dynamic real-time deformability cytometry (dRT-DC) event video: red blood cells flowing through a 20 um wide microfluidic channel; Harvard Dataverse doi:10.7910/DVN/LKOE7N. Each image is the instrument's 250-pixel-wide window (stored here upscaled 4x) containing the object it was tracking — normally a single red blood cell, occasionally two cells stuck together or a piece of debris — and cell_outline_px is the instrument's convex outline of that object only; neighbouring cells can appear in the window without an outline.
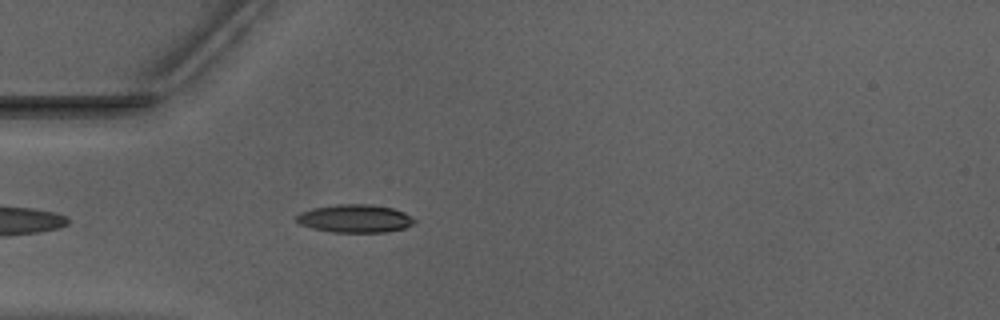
{"species": "Egyptian fruit bat (a non-hibernating species)", "species_latin": "Rousettus aegyptiacus", "temperature_condition": "warm", "stored_images_in_passage": 41, "camera_frame_rate_fps": 3000, "um_per_image_px": 0.085, "animal": {"sex": "male"}, "frame": {"image": 1, "passage_image": 4, "time_ms": 1.0, "image_size_px": [1000, 320], "cell_outline_px": [[416, 220], [412, 224], [404, 228], [388, 232], [332, 232], [312, 228], [300, 224], [296, 220], [296, 216], [300, 212], [312, 208], [336, 204], [368, 204], [392, 208], [404, 212], [412, 216]], "centroid_in_image_um": [30.17, 18.57], "position_along_channel_um": 54.8, "area_um2": 19.31}}
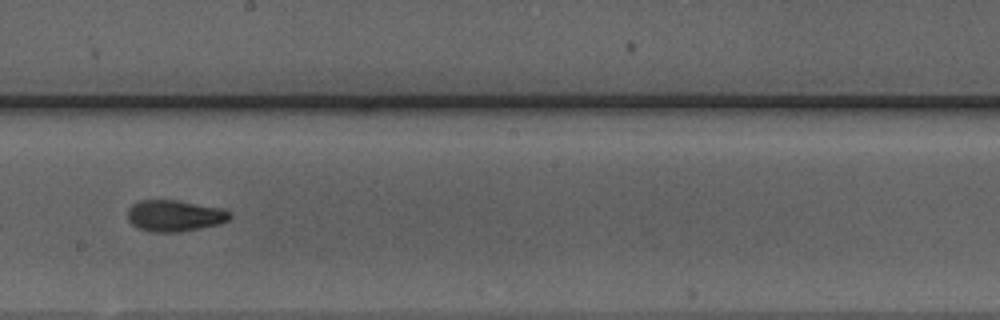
{"frame": {"image": 2, "passage_image": 18, "time_ms": 5.667, "image_size_px": [1000, 320], "cell_outline_px": [[232, 216], [228, 220], [220, 224], [180, 232], [148, 232], [136, 228], [128, 220], [128, 208], [132, 204], [140, 200], [176, 200], [220, 208], [232, 212]], "centroid_in_image_um": [14.82, 18.35], "position_along_channel_um": 233.4, "area_um2": 18.84}}
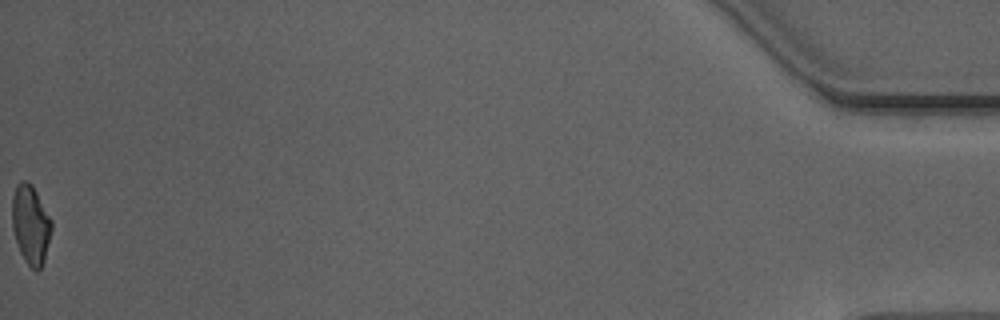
{"frame": {"image": 3, "passage_image": 41, "time_ms": 13.333, "image_size_px": [1000, 320], "cell_outline_px": [[52, 228], [44, 260], [40, 268], [36, 272], [24, 260], [20, 252], [12, 228], [12, 196], [20, 180], [28, 180], [32, 184], [52, 220]], "centroid_in_image_um": [2.6, 19.07], "position_along_channel_um": 432.6, "area_um2": 18.15}, "authors_computed_cell_mechanics": {"area_um2": 18.3226, "velocity_mm_per_s": 3.9672, "shape_relaxation_time_tau1_ms": 3.1142, "shape_relaxation_time_tau2_ms": 2.2176, "deformation_change_tau1": 0.1566, "deformation_change_tau2": 0.0933}}